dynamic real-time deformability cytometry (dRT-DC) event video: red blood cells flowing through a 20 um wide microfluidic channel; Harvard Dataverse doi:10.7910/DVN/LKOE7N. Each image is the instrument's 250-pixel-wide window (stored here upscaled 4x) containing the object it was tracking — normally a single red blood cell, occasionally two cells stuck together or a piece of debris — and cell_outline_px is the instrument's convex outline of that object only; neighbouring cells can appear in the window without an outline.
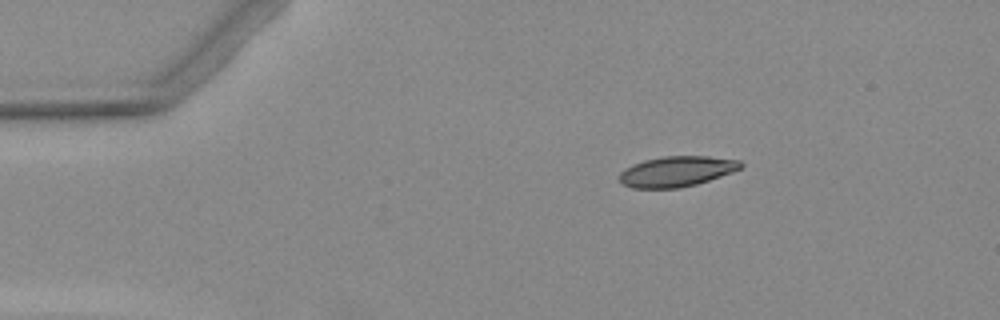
{"species": "Egyptian fruit bat (a non-hibernating species)", "species_latin": "Rousettus aegyptiacus", "temperature_condition": "warm", "stored_images_in_passage": 4, "camera_frame_rate_fps": 3000, "um_per_image_px": 0.085, "animal": {"sex": "female"}, "frame": {"image": 1, "passage_image": 2, "time_ms": 1.333, "image_size_px": [1000, 320], "cell_outline_px": [[744, 164], [740, 168], [732, 172], [696, 184], [680, 188], [632, 188], [624, 184], [620, 180], [620, 172], [624, 168], [632, 164], [644, 160], [664, 156], [708, 156], [740, 160]], "centroid_in_image_um": [57.51, 14.56], "position_along_channel_um": 27.5, "area_um2": 21.44}}